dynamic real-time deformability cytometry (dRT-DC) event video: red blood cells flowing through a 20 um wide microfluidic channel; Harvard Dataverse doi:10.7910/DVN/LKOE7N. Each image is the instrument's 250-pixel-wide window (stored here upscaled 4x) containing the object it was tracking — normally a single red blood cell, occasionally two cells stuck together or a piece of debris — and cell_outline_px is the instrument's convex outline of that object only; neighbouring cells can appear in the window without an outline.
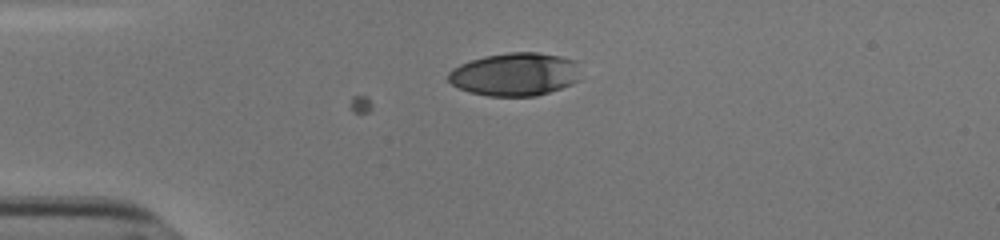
{"species": "human", "species_latin": "Homo sapiens", "temperature_condition": "cold", "stored_images_in_passage": 2, "camera_frame_rate_fps": 3000, "um_per_image_px": 0.085, "donor": {"sex": "male"}, "frame": {"image": 1, "passage_image": 2, "time_ms": 0.333, "image_size_px": [1000, 240], "cell_outline_px": [[580, 80], [572, 84], [536, 96], [488, 96], [472, 92], [460, 88], [452, 84], [448, 80], [448, 72], [452, 68], [460, 64], [484, 56], [508, 52], [536, 52], [560, 56], [576, 60]], "centroid_in_image_um": [43.78, 6.31], "position_along_channel_um": 41.2, "area_um2": 33.23}}